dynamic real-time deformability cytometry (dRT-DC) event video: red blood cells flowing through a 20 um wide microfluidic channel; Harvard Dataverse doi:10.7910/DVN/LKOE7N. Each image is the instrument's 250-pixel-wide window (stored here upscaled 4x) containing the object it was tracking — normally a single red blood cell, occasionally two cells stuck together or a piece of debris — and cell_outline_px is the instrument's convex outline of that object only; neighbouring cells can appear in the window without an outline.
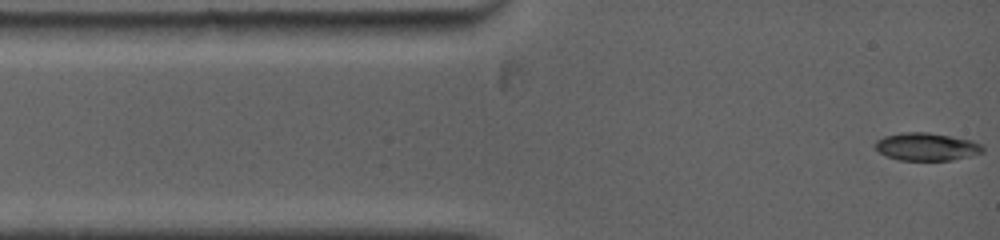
{"species": "common noctule bat (a hibernating species)", "species_latin": "Nyctalus noctula", "temperature_condition": "warm", "stored_images_in_passage": 11, "camera_frame_rate_fps": 5000, "um_per_image_px": 0.085, "animal": {"sex": "female", "body_mass_g": 19.0, "forearm_length_mm": 53.3}, "frame": {"image": 1, "passage_image": 1, "time_ms": 0.0, "image_size_px": [1000, 240], "cell_outline_px": [[984, 152], [952, 160], [896, 160], [880, 152], [876, 148], [876, 140], [884, 136], [904, 132], [928, 132], [972, 140], [980, 144], [984, 148]], "centroid_in_image_um": [78.76, 12.47], "position_along_channel_um": 6.2, "area_um2": 17.28}}
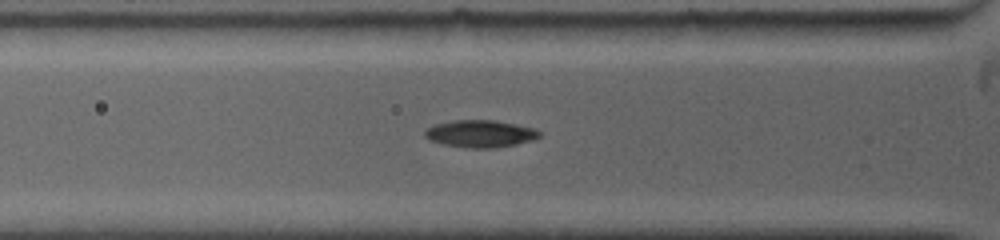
{"frame": {"image": 2, "passage_image": 7, "time_ms": 3.2, "image_size_px": [1000, 240], "cell_outline_px": [[540, 136], [532, 140], [516, 144], [492, 148], [468, 148], [444, 144], [432, 140], [424, 136], [424, 132], [428, 128], [436, 124], [456, 120], [496, 120], [536, 128], [540, 132]], "centroid_in_image_um": [40.86, 11.36], "position_along_channel_um": 84.9, "area_um2": 18.03}}
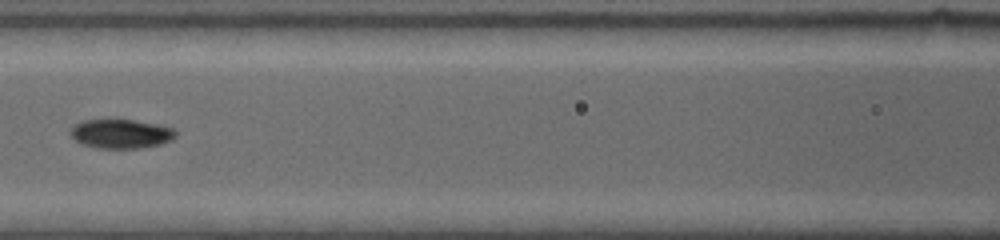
{"frame": {"image": 3, "passage_image": 10, "time_ms": 5.0, "image_size_px": [1000, 240], "cell_outline_px": [[176, 136], [172, 140], [160, 144], [140, 148], [96, 148], [80, 144], [68, 132], [76, 124], [84, 120], [108, 116], [136, 120], [160, 124], [172, 128], [176, 132]], "centroid_in_image_um": [10.25, 11.32], "position_along_channel_um": 156.3, "area_um2": 18.67}}